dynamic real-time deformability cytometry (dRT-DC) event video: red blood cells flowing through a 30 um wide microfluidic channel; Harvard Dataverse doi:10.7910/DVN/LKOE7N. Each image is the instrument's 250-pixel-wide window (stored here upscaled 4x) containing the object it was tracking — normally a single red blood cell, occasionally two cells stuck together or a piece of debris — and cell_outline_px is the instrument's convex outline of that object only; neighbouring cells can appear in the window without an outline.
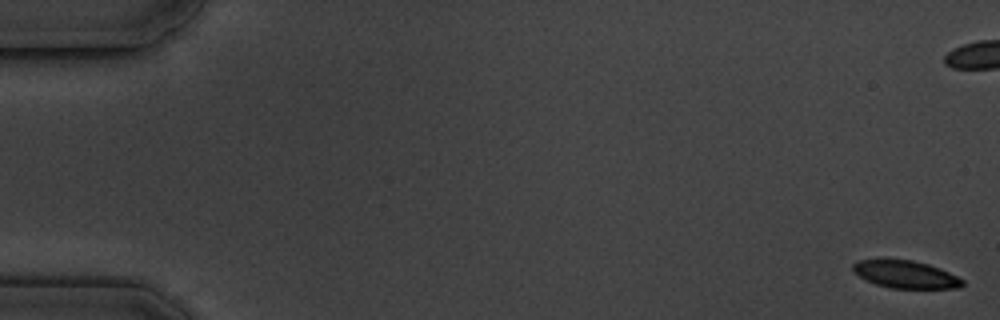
{"species": "common noctule bat (a hibernating species)", "species_latin": "Nyctalus noctula", "temperature_condition": "cold", "stored_images_in_passage": 7, "camera_frame_rate_fps": 3000, "um_per_image_px": 0.085, "animal": {"sex": "male", "body_mass_g": 19.5, "forearm_length_mm": 54.6}, "frame": {"image": 1, "passage_image": 1, "time_ms": 0.0, "image_size_px": [1000, 320], "cell_outline_px": [[964, 284], [960, 288], [892, 288], [876, 284], [852, 272], [852, 264], [860, 260], [912, 260], [928, 264], [940, 268], [964, 280]], "centroid_in_image_um": [76.99, 23.33], "position_along_channel_um": 8.0, "area_um2": 17.34}}